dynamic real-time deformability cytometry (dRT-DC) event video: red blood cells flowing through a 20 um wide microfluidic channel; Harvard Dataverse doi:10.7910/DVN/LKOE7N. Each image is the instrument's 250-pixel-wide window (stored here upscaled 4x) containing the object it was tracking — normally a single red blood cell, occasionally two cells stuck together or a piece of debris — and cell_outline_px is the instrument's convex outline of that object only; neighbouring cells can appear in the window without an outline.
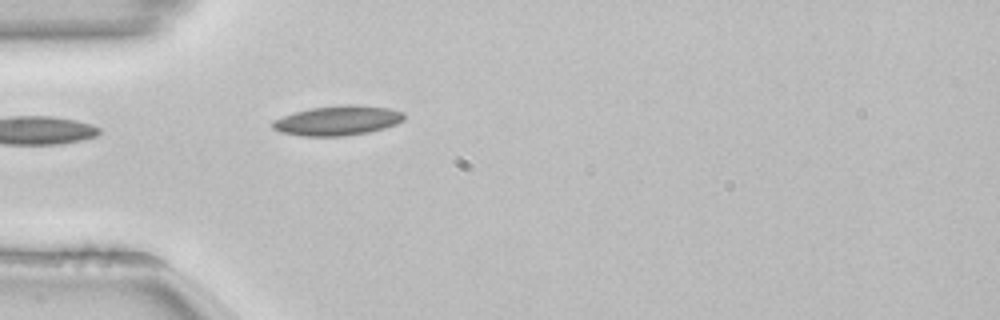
{"species": "common noctule bat (a hibernating species)", "species_latin": "Nyctalus noctula", "temperature_condition": "room temperature", "stored_images_in_passage": 11, "camera_frame_rate_fps": 3000, "um_per_image_px": 0.085, "animal": {"sex": "female", "body_mass_g": 22.7, "forearm_length_mm": 54.2}, "frame": {"image": 1, "passage_image": 1, "time_ms": 0.0, "image_size_px": [1000, 320], "cell_outline_px": [[404, 120], [396, 124], [384, 128], [368, 132], [344, 136], [300, 136], [280, 132], [272, 128], [272, 120], [296, 112], [312, 108], [388, 108], [404, 112]], "centroid_in_image_um": [28.64, 10.32], "position_along_channel_um": 56.4, "area_um2": 21.5}}
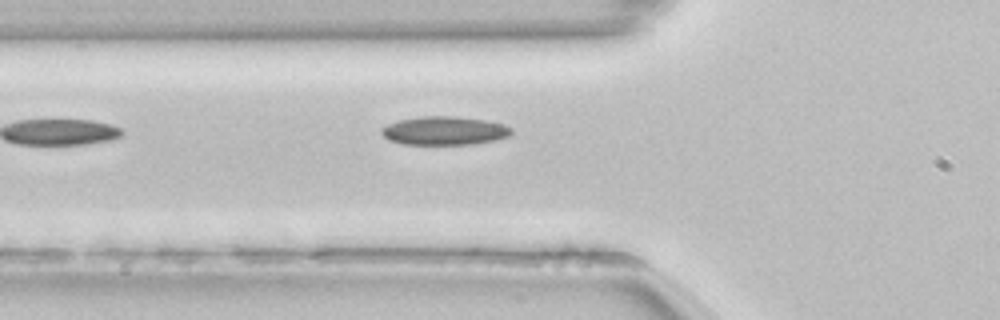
{"frame": {"image": 2, "passage_image": 4, "time_ms": 1.0, "image_size_px": [1000, 320], "cell_outline_px": [[512, 132], [508, 136], [496, 140], [472, 144], [404, 144], [388, 140], [380, 132], [380, 128], [388, 124], [400, 120], [420, 116], [456, 116], [484, 120], [500, 124], [512, 128]], "centroid_in_image_um": [37.74, 11.11], "position_along_channel_um": 88.1, "area_um2": 21.5}}